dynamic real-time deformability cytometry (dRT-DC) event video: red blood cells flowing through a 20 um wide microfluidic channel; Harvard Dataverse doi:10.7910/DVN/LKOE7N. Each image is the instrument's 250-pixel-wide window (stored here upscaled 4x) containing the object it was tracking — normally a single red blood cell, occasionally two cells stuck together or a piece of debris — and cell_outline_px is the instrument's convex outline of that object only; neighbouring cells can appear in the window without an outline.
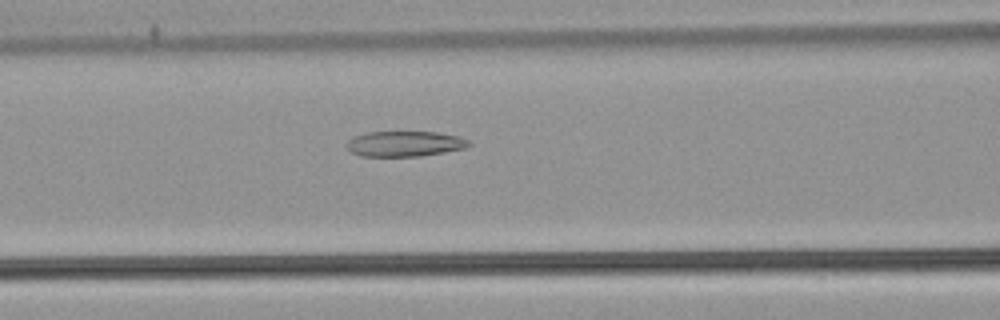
{"species": "common noctule bat (a hibernating species)", "species_latin": "Nyctalus noctula", "temperature_condition": "warm", "stored_images_in_passage": 50, "camera_frame_rate_fps": 3000, "um_per_image_px": 0.085, "animal": {"sex": "male", "body_mass_g": 21.5, "forearm_length_mm": 52.0}, "frame": {"image": 1, "passage_image": 20, "time_ms": 6.333, "image_size_px": [1000, 320], "cell_outline_px": [[472, 144], [464, 148], [444, 152], [420, 156], [360, 156], [352, 152], [344, 144], [352, 136], [368, 132], [436, 132], [460, 136], [468, 140]], "centroid_in_image_um": [34.38, 12.21], "position_along_channel_um": 132.2, "area_um2": 18.15}}
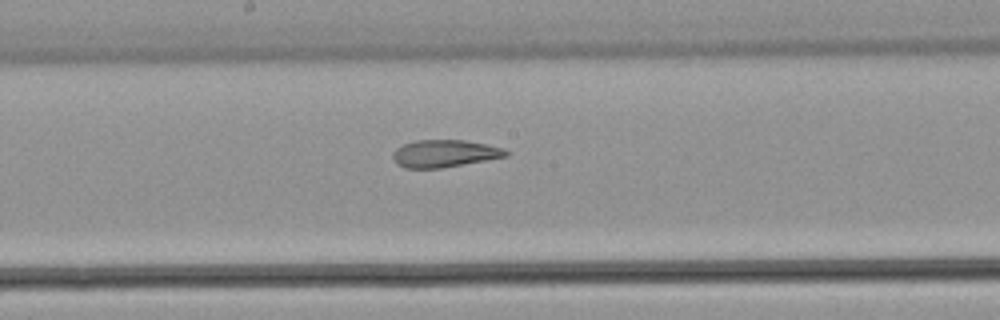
{"frame": {"image": 2, "passage_image": 26, "time_ms": 8.333, "image_size_px": [1000, 320], "cell_outline_px": [[508, 156], [440, 168], [404, 168], [396, 164], [392, 156], [392, 152], [396, 148], [404, 144], [416, 140], [464, 140], [504, 148], [508, 152]], "centroid_in_image_um": [37.74, 13.05], "position_along_channel_um": 210.5, "area_um2": 17.92}}
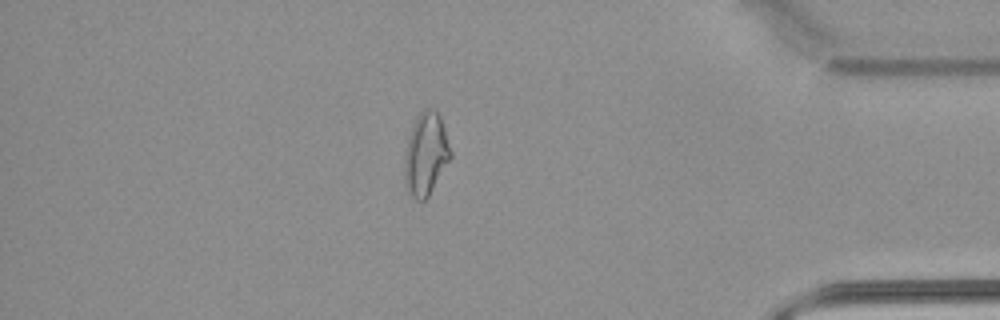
{"frame": {"image": 3, "passage_image": 43, "time_ms": 14.0, "image_size_px": [1000, 320], "cell_outline_px": [[452, 156], [428, 196], [424, 200], [416, 200], [412, 196], [404, 184], [404, 156], [408, 136], [412, 124], [420, 112], [428, 108], [432, 108], [440, 116], [452, 152]], "centroid_in_image_um": [36.18, 13.09], "position_along_channel_um": 399.0, "area_um2": 22.14}, "authors_computed_cell_mechanics": {"area_um2": 21.2415, "velocity_mm_per_s": 3.9108, "shape_relaxation_time_tau1_ms": null, "shape_relaxation_time_tau2_ms": 2.5545, "deformation_change_tau1": null, "deformation_change_tau2": 0.1124}}